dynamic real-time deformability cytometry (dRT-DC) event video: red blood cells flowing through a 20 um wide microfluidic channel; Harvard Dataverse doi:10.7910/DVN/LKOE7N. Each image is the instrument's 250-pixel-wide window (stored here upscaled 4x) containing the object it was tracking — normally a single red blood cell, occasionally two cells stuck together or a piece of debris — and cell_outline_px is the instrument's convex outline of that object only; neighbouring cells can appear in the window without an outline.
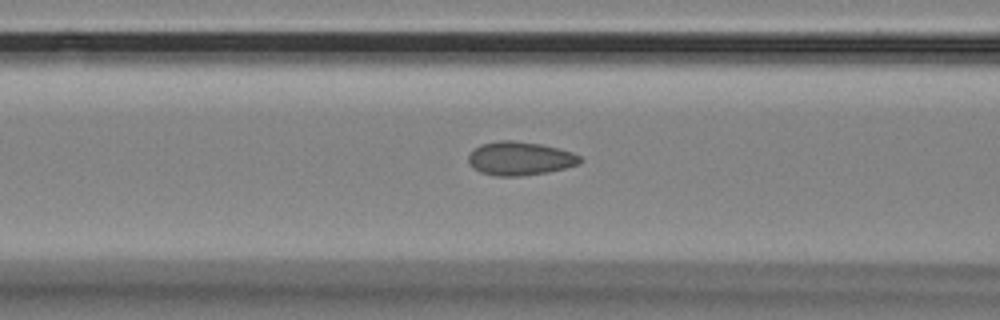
{"species": "Egyptian fruit bat (a non-hibernating species)", "species_latin": "Rousettus aegyptiacus", "temperature_condition": "room temperature", "stored_images_in_passage": 54, "camera_frame_rate_fps": 3000, "um_per_image_px": 0.085, "animal": {"sex": "female"}, "frame": {"image": 1, "passage_image": 20, "time_ms": 6.333, "image_size_px": [1000, 320], "cell_outline_px": [[584, 160], [580, 164], [548, 172], [520, 176], [496, 176], [480, 172], [468, 160], [468, 156], [480, 144], [496, 140], [512, 140], [540, 144], [572, 152], [580, 156]], "centroid_in_image_um": [44.22, 13.47], "position_along_channel_um": 122.4, "area_um2": 21.73}}
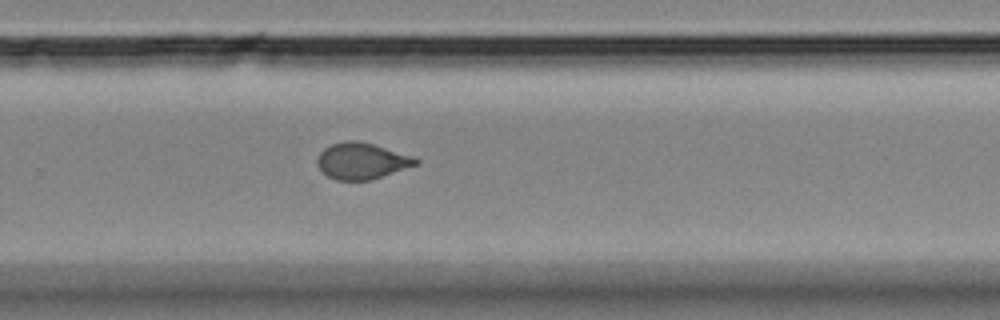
{"frame": {"image": 2, "passage_image": 35, "time_ms": 11.333, "image_size_px": [1000, 320], "cell_outline_px": [[420, 164], [372, 180], [336, 180], [328, 176], [316, 164], [316, 160], [320, 152], [324, 148], [332, 144], [348, 140], [360, 140], [412, 156], [420, 160]], "centroid_in_image_um": [30.76, 13.68], "position_along_channel_um": 299.0, "area_um2": 20.92}}
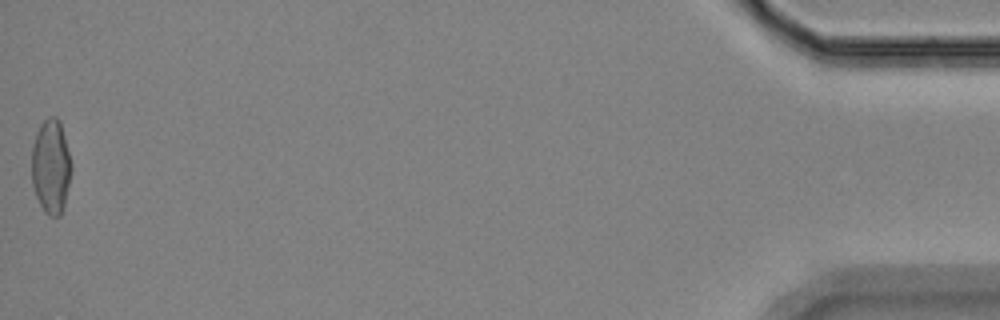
{"frame": {"image": 3, "passage_image": 54, "time_ms": 17.667, "image_size_px": [1000, 320], "cell_outline_px": [[72, 168], [64, 204], [60, 216], [48, 216], [44, 212], [36, 196], [32, 184], [32, 144], [36, 132], [40, 124], [48, 116], [56, 116], [60, 120], [72, 164]], "centroid_in_image_um": [4.32, 14.13], "position_along_channel_um": 430.9, "area_um2": 21.96}, "authors_computed_cell_mechanics": {"area_um2": 21.2415, "velocity_mm_per_s": 3.5364, "shape_relaxation_time_tau1_ms": 6.8506, "shape_relaxation_time_tau2_ms": 0.9202, "deformation_change_tau1": 0.1307, "deformation_change_tau2": 0.0522}}